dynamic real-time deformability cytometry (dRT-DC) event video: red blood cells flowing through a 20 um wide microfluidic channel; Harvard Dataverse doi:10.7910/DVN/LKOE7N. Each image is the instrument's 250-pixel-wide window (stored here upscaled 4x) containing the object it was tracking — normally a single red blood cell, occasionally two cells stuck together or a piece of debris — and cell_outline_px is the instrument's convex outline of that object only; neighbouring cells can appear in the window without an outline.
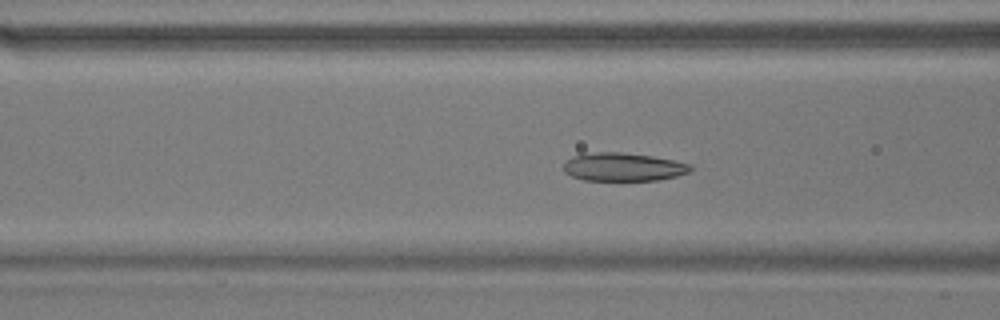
{"species": "common noctule bat (a hibernating species)", "species_latin": "Nyctalus noctula", "temperature_condition": "warm", "stored_images_in_passage": 47, "camera_frame_rate_fps": 3000, "um_per_image_px": 0.085, "animal": {"sex": "male", "body_mass_g": 17.9}, "frame": {"image": 1, "passage_image": 13, "time_ms": 4.0, "image_size_px": [1000, 320], "cell_outline_px": [[692, 168], [688, 172], [676, 176], [656, 180], [584, 180], [572, 176], [564, 172], [564, 164], [572, 156], [596, 152], [620, 152], [652, 156], [676, 160], [692, 164]], "centroid_in_image_um": [53.0, 14.19], "position_along_channel_um": 113.6, "area_um2": 20.81}}
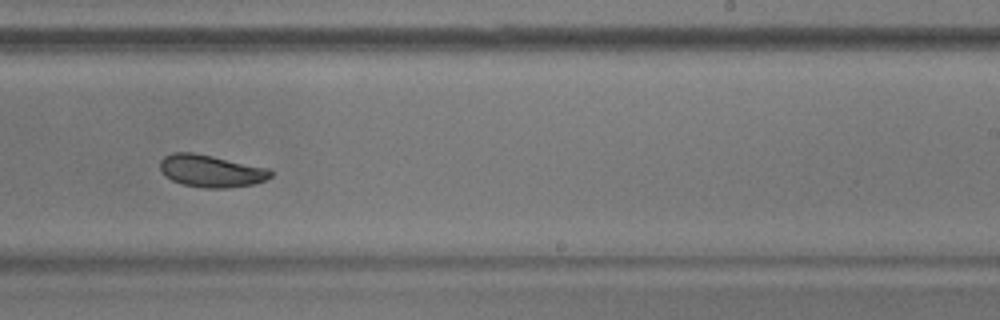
{"frame": {"image": 2, "passage_image": 26, "time_ms": 8.333, "image_size_px": [1000, 320], "cell_outline_px": [[272, 176], [256, 184], [228, 188], [204, 188], [184, 184], [172, 180], [164, 176], [160, 168], [160, 160], [164, 156], [172, 152], [192, 152], [212, 156], [268, 168], [272, 172]], "centroid_in_image_um": [17.92, 14.53], "position_along_channel_um": 271.1, "area_um2": 20.81}}
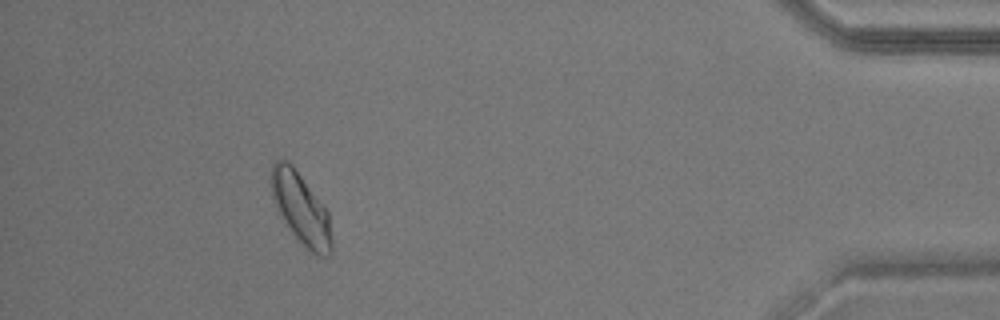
{"frame": {"image": 3, "passage_image": 42, "time_ms": 13.667, "image_size_px": [1000, 320], "cell_outline_px": [[332, 252], [328, 256], [316, 256], [308, 252], [296, 240], [284, 224], [272, 200], [268, 180], [272, 164], [276, 160], [288, 160], [292, 164], [324, 204], [328, 212], [332, 240]], "centroid_in_image_um": [25.54, 17.75], "position_along_channel_um": 409.7, "area_um2": 26.24}, "authors_computed_cell_mechanics": {"area_um2": 21.5594, "velocity_mm_per_s": 3.6337, "shape_relaxation_time_tau1_ms": 4.3424, "shape_relaxation_time_tau2_ms": null, "deformation_change_tau1": 0.1144, "deformation_change_tau2": null}}